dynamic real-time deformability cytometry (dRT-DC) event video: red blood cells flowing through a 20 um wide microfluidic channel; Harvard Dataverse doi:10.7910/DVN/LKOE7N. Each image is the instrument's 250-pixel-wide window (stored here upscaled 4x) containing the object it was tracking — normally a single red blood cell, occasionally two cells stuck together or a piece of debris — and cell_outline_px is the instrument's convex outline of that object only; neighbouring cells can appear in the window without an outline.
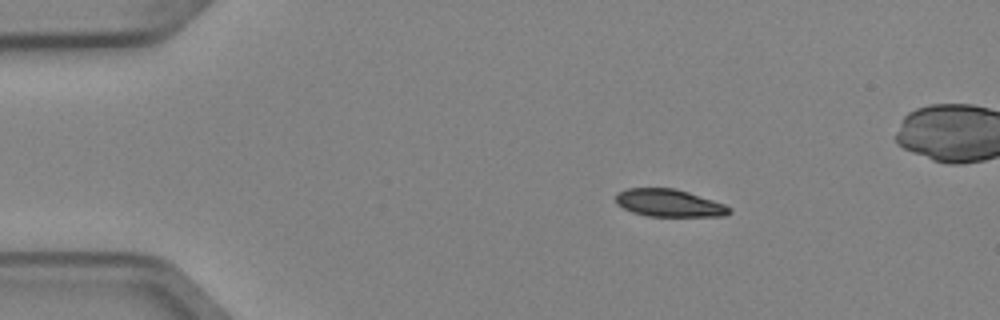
{"species": "Egyptian fruit bat (a non-hibernating species)", "species_latin": "Rousettus aegyptiacus", "temperature_condition": "cold", "stored_images_in_passage": 5, "camera_frame_rate_fps": 3000, "um_per_image_px": 0.085, "animal": {"sex": "female"}, "frame": {"image": 1, "passage_image": 2, "time_ms": 0.333, "image_size_px": [1000, 320], "cell_outline_px": [[732, 212], [728, 216], [648, 216], [632, 212], [616, 204], [616, 192], [628, 188], [676, 188], [724, 204], [732, 208]], "centroid_in_image_um": [56.88, 17.26], "position_along_channel_um": 28.1, "area_um2": 18.26}}
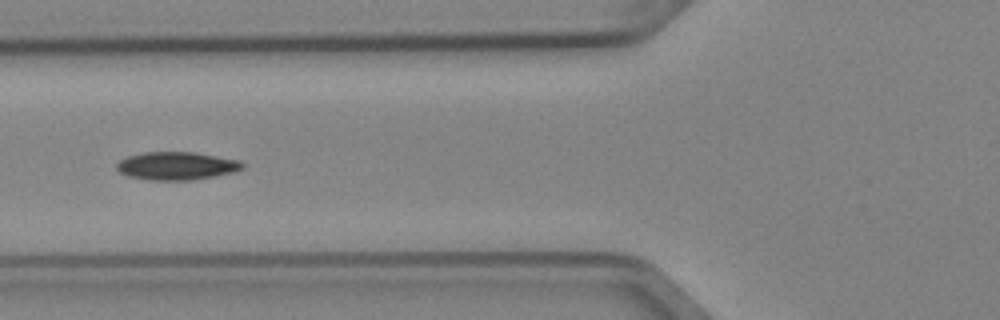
{"frame": {"image": 2, "passage_image": 5, "time_ms": 1.333, "image_size_px": [1000, 320], "cell_outline_px": [[244, 168], [232, 172], [216, 176], [192, 180], [148, 180], [128, 176], [120, 172], [116, 168], [116, 164], [120, 160], [128, 156], [144, 152], [196, 152], [240, 160], [244, 164]], "centroid_in_image_um": [15.02, 14.1], "position_along_channel_um": 110.8, "area_um2": 20.63}}